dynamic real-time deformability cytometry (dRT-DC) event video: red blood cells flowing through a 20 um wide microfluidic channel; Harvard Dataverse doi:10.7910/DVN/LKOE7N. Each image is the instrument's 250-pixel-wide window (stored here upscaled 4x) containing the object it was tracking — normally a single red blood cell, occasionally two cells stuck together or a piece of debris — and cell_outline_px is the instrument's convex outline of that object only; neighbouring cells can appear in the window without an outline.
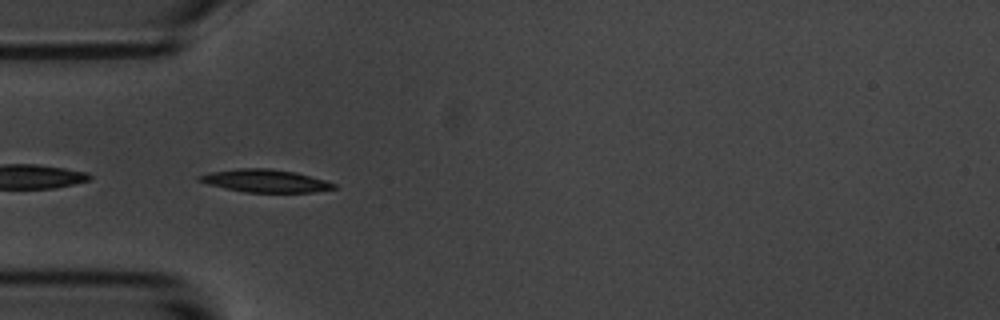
{"species": "common noctule bat (a hibernating species)", "species_latin": "Nyctalus noctula", "temperature_condition": "room temperature", "stored_images_in_passage": 37, "camera_frame_rate_fps": 3000, "um_per_image_px": 0.085, "animal": {"sex": "male", "body_mass_g": 20.1, "forearm_length_mm": 53.5}, "frame": {"image": 1, "passage_image": 1, "time_ms": 0.0, "image_size_px": [1000, 320], "cell_outline_px": [[336, 188], [312, 192], [244, 192], [208, 184], [196, 180], [196, 176], [212, 172], [240, 168], [268, 168], [296, 172], [324, 180], [336, 184]], "centroid_in_image_um": [22.53, 15.37], "position_along_channel_um": 62.5, "area_um2": 17.69}, "authors_computed_cell_mechanics": {"area_um2": 17.8602, "velocity_mm_per_s": 3.5617, "shape_relaxation_time_tau1_ms": 2.4689, "shape_relaxation_time_tau2_ms": null, "deformation_change_tau1": 0.1209, "deformation_change_tau2": null}}